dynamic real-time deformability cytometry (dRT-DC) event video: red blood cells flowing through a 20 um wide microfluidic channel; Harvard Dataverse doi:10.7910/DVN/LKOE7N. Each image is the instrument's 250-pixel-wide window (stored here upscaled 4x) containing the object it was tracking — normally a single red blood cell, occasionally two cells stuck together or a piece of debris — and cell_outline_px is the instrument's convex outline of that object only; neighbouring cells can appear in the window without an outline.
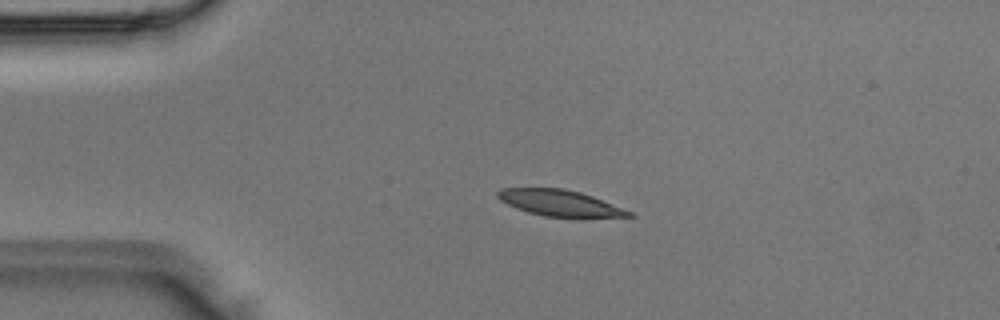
{"species": "Egyptian fruit bat (a non-hibernating species)", "species_latin": "Rousettus aegyptiacus", "temperature_condition": "room temperature", "stored_images_in_passage": 8, "camera_frame_rate_fps": 3000, "um_per_image_px": 0.085, "animal": {"sex": "male"}, "frame": {"image": 1, "passage_image": 4, "time_ms": 1.0, "image_size_px": [1000, 320], "cell_outline_px": [[636, 216], [544, 216], [528, 212], [516, 208], [500, 200], [496, 196], [496, 192], [500, 188], [564, 188], [580, 192], [592, 196], [632, 212]], "centroid_in_image_um": [47.5, 17.23], "position_along_channel_um": 37.5, "area_um2": 19.48}}
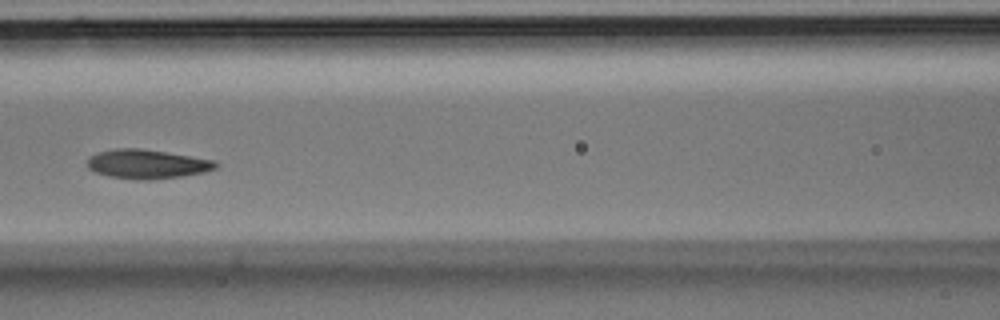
{"frame": {"image": 2, "passage_image": 7, "time_ms": 2.0, "image_size_px": [1000, 320], "cell_outline_px": [[220, 164], [216, 168], [204, 172], [180, 176], [148, 180], [140, 180], [108, 176], [96, 172], [88, 168], [88, 160], [92, 156], [100, 152], [116, 148], [140, 148], [216, 160]], "centroid_in_image_um": [12.54, 13.94], "position_along_channel_um": 154.1, "area_um2": 21.62}}
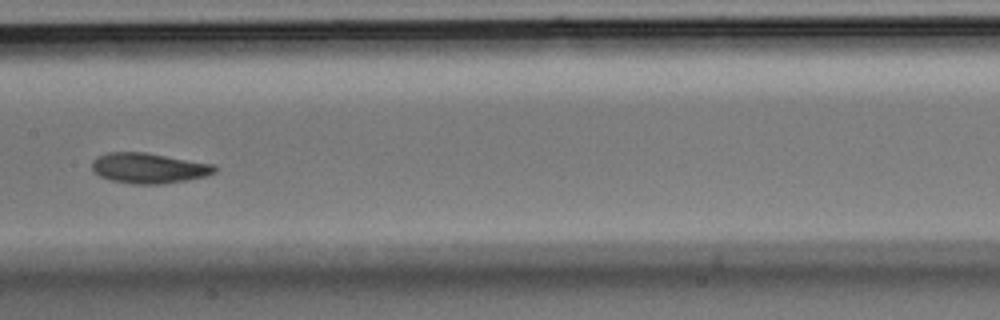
{"frame": {"image": 3, "passage_image": 8, "time_ms": 2.333, "image_size_px": [1000, 320], "cell_outline_px": [[216, 172], [204, 176], [184, 180], [160, 184], [132, 184], [112, 180], [100, 176], [92, 168], [92, 160], [96, 156], [108, 152], [144, 152], [216, 164]], "centroid_in_image_um": [12.64, 14.28], "position_along_channel_um": 194.8, "area_um2": 21.62}}